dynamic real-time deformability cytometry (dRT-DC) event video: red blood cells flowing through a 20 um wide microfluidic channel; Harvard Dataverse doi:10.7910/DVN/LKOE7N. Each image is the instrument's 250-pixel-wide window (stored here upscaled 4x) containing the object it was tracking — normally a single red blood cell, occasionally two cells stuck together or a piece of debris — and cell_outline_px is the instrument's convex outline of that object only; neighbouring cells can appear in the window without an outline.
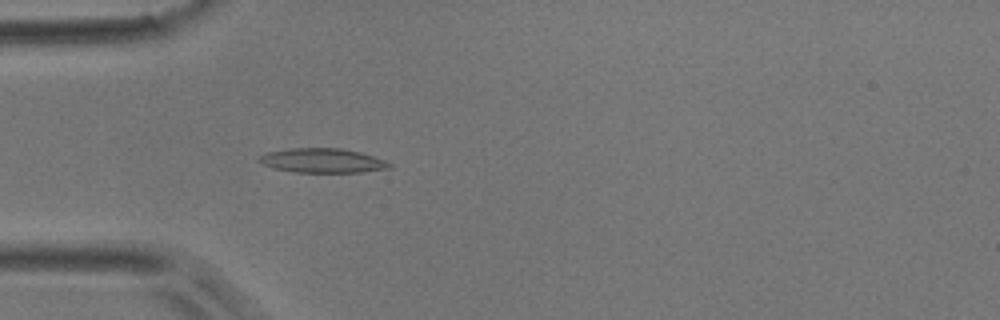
{"species": "common noctule bat (a hibernating species)", "species_latin": "Nyctalus noctula", "temperature_condition": "room temperature", "stored_images_in_passage": 50, "camera_frame_rate_fps": 3000, "um_per_image_px": 0.085, "animal": {"sex": "male", "body_mass_g": 17.9}, "frame": {"image": 1, "passage_image": 14, "time_ms": 4.333, "image_size_px": [1000, 320], "cell_outline_px": [[392, 168], [364, 172], [296, 172], [276, 168], [264, 164], [256, 160], [264, 152], [288, 148], [340, 148], [360, 152], [384, 160], [392, 164]], "centroid_in_image_um": [27.41, 13.64], "position_along_channel_um": 57.6, "area_um2": 18.5}}
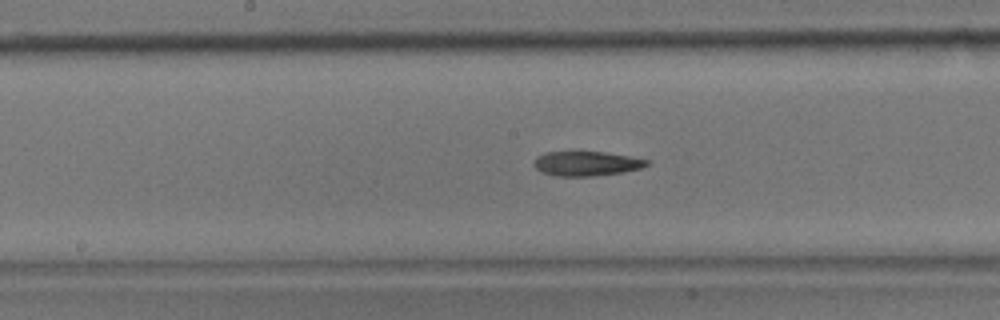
{"frame": {"image": 2, "passage_image": 25, "time_ms": 8.0, "image_size_px": [1000, 320], "cell_outline_px": [[648, 164], [640, 168], [624, 172], [592, 176], [560, 176], [544, 172], [536, 168], [532, 164], [536, 156], [544, 152], [576, 148], [632, 156], [648, 160]], "centroid_in_image_um": [49.79, 13.84], "position_along_channel_um": 198.4, "area_um2": 16.94}}
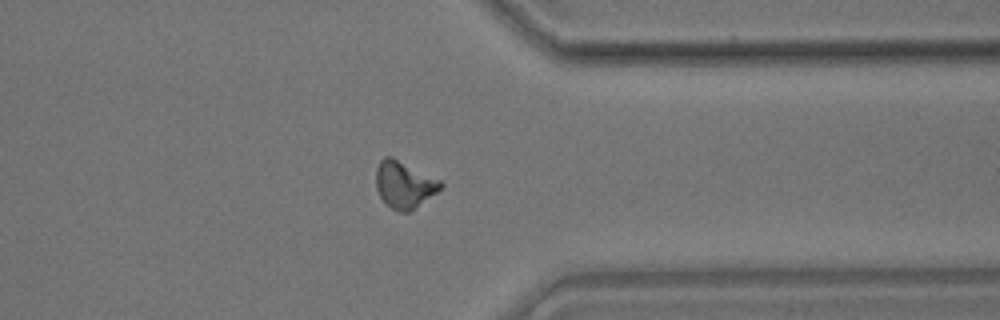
{"frame": {"image": 3, "passage_image": 39, "time_ms": 12.667, "image_size_px": [1000, 320], "cell_outline_px": [[444, 184], [436, 192], [408, 212], [400, 212], [384, 204], [376, 188], [376, 168], [380, 160], [384, 156], [392, 156], [440, 180]], "centroid_in_image_um": [34.31, 15.67], "position_along_channel_um": 377.1, "area_um2": 17.51}}